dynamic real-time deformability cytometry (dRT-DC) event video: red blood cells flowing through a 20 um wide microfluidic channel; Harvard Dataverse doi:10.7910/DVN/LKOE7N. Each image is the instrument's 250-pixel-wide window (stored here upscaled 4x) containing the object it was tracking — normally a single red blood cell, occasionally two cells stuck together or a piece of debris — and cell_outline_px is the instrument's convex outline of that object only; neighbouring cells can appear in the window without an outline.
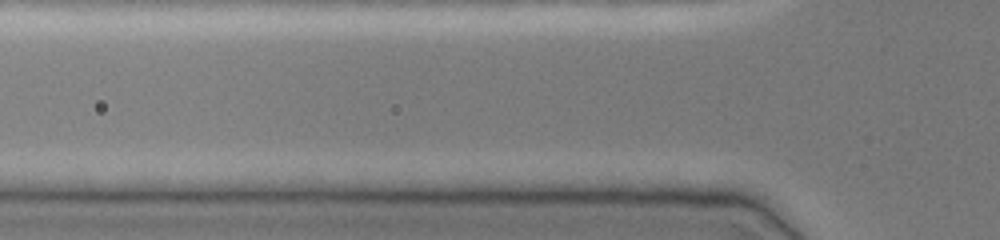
{"species": "common noctule bat (a hibernating species)", "species_latin": "Nyctalus noctula", "temperature_condition": "cold", "stored_images_in_passage": 3, "camera_frame_rate_fps": 3000, "um_per_image_px": 0.085, "animal": {"sex": "female", "body_mass_g": 19.0, "forearm_length_mm": 51.5}, "frame": {"image": 1, "passage_image": 2, "time_ms": 0.333, "image_size_px": [1000, 240], "cell_outline_px": [[228, 140], [216, 152], [76, 148], [76, 144], [92, 140]], "centroid_in_image_um": [13.23, 12.33], "position_along_channel_um": 112.6, "area_um2": 10.4}}